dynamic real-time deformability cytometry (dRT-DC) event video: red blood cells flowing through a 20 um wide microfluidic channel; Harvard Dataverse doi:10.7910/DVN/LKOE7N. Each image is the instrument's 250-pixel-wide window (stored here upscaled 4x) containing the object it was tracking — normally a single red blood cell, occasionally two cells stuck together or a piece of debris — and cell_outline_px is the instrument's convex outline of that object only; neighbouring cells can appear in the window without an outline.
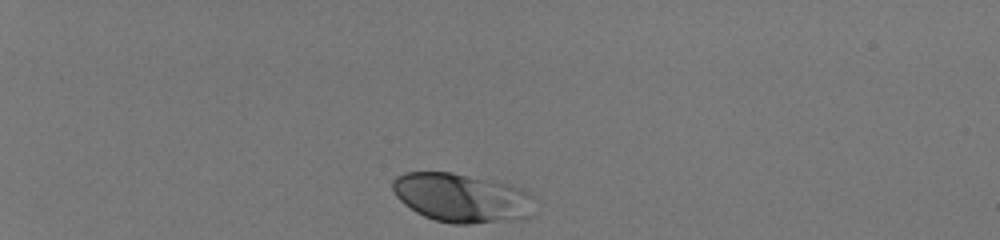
{"species": "human", "species_latin": "Homo sapiens", "temperature_condition": "room temperature", "stored_images_in_passage": 35, "camera_frame_rate_fps": 3000, "um_per_image_px": 0.085, "donor": {"sex": "male"}, "frame": {"image": 1, "passage_image": 1, "time_ms": 0.0, "image_size_px": [1000, 240], "cell_outline_px": [[532, 196], [528, 216], [524, 220], [468, 224], [452, 224], [436, 220], [424, 216], [416, 212], [404, 204], [396, 196], [392, 188], [392, 180], [396, 176], [404, 172], [452, 172], [524, 188]], "centroid_in_image_um": [39.21, 16.82], "position_along_channel_um": 45.8, "area_um2": 40.46}}
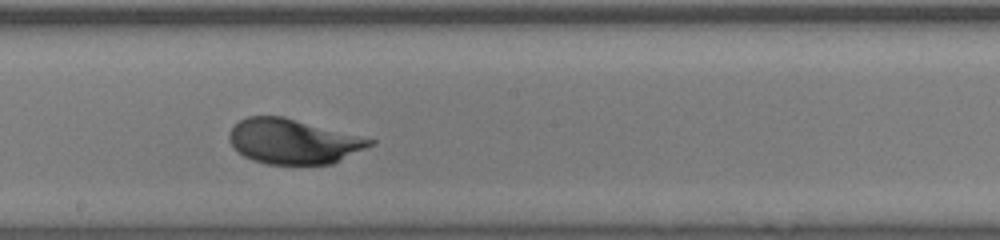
{"frame": {"image": 2, "passage_image": 20, "time_ms": 6.333, "image_size_px": [1000, 240], "cell_outline_px": [[376, 140], [372, 144], [332, 164], [268, 164], [252, 160], [244, 156], [232, 144], [228, 136], [232, 128], [240, 120], [248, 116], [284, 116]], "centroid_in_image_um": [24.91, 12.01], "position_along_channel_um": 223.3, "area_um2": 36.3}}
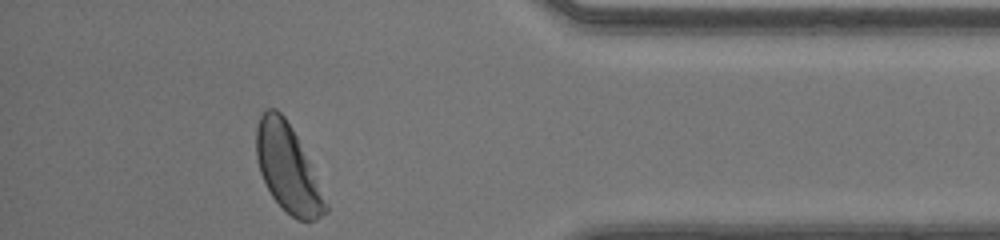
{"frame": {"image": 3, "passage_image": 35, "time_ms": 11.333, "image_size_px": [1000, 240], "cell_outline_px": [[328, 212], [312, 220], [296, 220], [272, 196], [260, 172], [256, 156], [256, 128], [260, 116], [264, 108], [276, 108], [284, 116], [292, 128], [312, 164], [328, 208]], "centroid_in_image_um": [24.45, 14.26], "position_along_channel_um": 410.7, "area_um2": 34.91}, "authors_computed_cell_mechanics": {"area_um2": 37.1654, "velocity_mm_per_s": 4.0873, "shape_relaxation_time_tau1_ms": 1.9766, "shape_relaxation_time_tau2_ms": null, "deformation_change_tau1": 0.1279, "deformation_change_tau2": null}}